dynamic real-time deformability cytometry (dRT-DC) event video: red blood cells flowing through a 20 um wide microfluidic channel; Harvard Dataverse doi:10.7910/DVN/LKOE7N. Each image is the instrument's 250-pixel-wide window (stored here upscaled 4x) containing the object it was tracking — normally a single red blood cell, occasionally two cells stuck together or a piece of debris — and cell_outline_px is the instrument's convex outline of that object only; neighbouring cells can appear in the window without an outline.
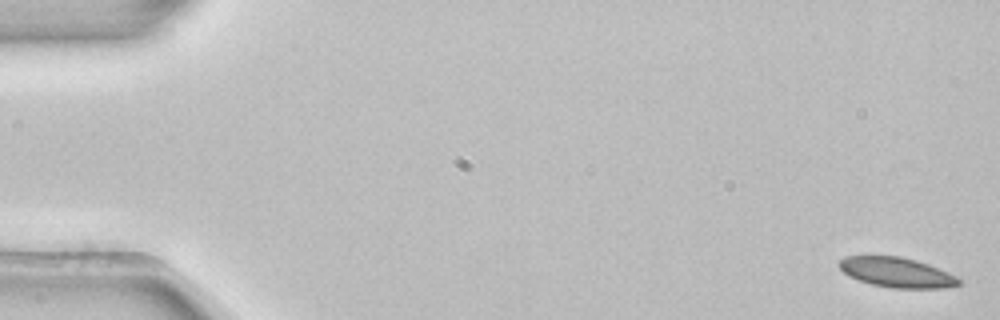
{"species": "common noctule bat (a hibernating species)", "species_latin": "Nyctalus noctula", "temperature_condition": "room temperature", "stored_images_in_passage": 5, "camera_frame_rate_fps": 3000, "um_per_image_px": 0.085, "animal": {"sex": "female", "body_mass_g": 22.7, "forearm_length_mm": 54.2}, "frame": {"image": 1, "passage_image": 1, "time_ms": 0.0, "image_size_px": [1000, 320], "cell_outline_px": [[960, 284], [944, 288], [892, 288], [872, 284], [848, 276], [836, 264], [844, 256], [900, 256], [916, 260], [928, 264], [948, 272], [956, 276], [960, 280]], "centroid_in_image_um": [76.2, 23.15], "position_along_channel_um": 8.8, "area_um2": 20.81}}
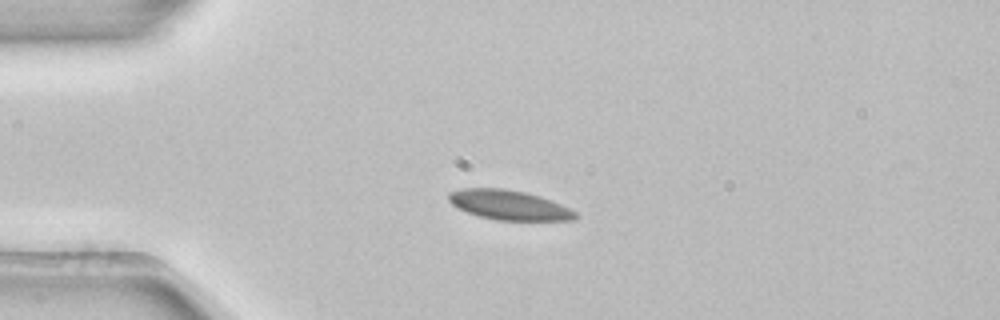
{"frame": {"image": 2, "passage_image": 4, "time_ms": 1.0, "image_size_px": [1000, 320], "cell_outline_px": [[580, 216], [576, 220], [496, 220], [480, 216], [468, 212], [452, 204], [448, 200], [448, 192], [464, 188], [504, 188], [524, 192], [540, 196], [560, 204], [576, 212]], "centroid_in_image_um": [43.28, 17.42], "position_along_channel_um": 41.7, "area_um2": 21.79}}
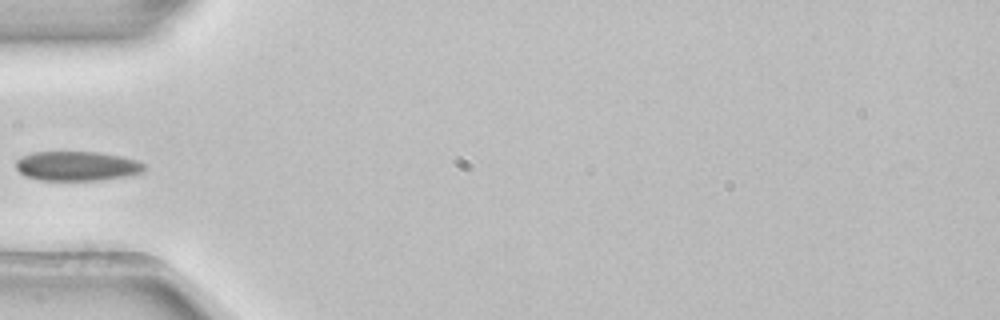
{"frame": {"image": 3, "passage_image": 5, "time_ms": 1.333, "image_size_px": [1000, 320], "cell_outline_px": [[148, 168], [144, 172], [124, 176], [100, 180], [40, 180], [24, 176], [16, 168], [16, 160], [20, 156], [32, 152], [100, 152], [120, 156], [136, 160], [144, 164]], "centroid_in_image_um": [6.53, 14.11], "position_along_channel_um": 78.5, "area_um2": 22.2}}